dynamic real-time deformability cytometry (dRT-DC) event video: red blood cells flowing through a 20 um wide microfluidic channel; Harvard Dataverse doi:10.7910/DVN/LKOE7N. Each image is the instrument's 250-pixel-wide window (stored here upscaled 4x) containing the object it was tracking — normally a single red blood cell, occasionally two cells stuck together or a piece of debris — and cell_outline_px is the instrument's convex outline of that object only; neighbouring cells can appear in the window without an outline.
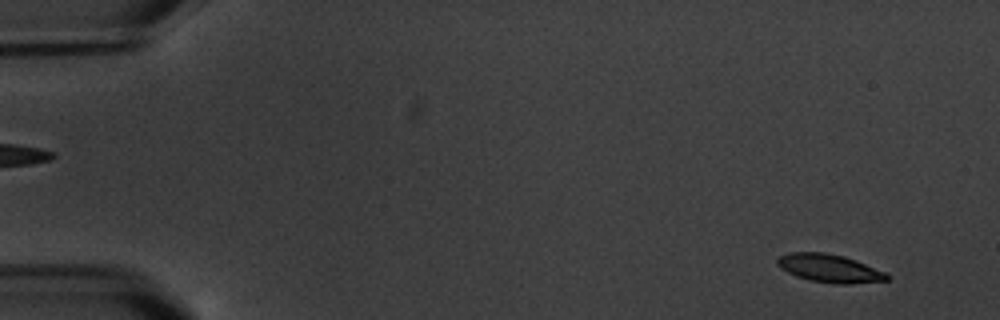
{"species": "common noctule bat (a hibernating species)", "species_latin": "Nyctalus noctula", "temperature_condition": "warm", "stored_images_in_passage": 5, "camera_frame_rate_fps": 3000, "um_per_image_px": 0.085, "animal": {"sex": "male", "body_mass_g": 20.1, "forearm_length_mm": 53.5}, "frame": {"image": 1, "passage_image": 1, "time_ms": 0.0, "image_size_px": [1000, 320], "cell_outline_px": [[888, 280], [848, 284], [836, 284], [808, 280], [796, 276], [780, 268], [776, 264], [776, 260], [780, 256], [788, 252], [824, 252], [844, 256], [856, 260], [888, 272]], "centroid_in_image_um": [70.51, 22.8], "position_along_channel_um": 14.5, "area_um2": 18.15}}
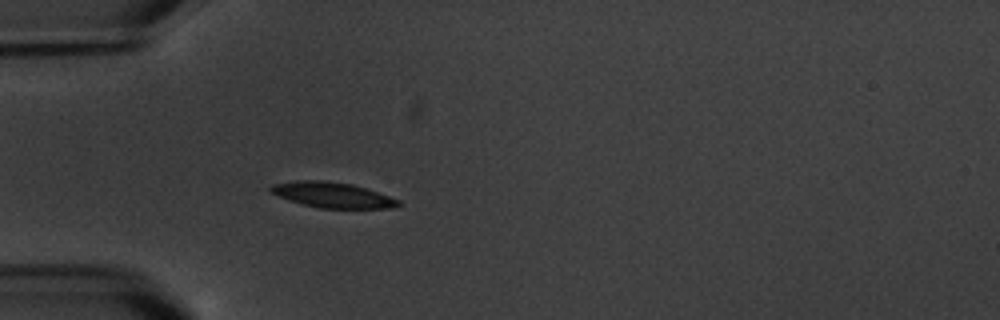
{"frame": {"image": 2, "passage_image": 5, "time_ms": 4.667, "image_size_px": [1000, 320], "cell_outline_px": [[400, 204], [392, 208], [320, 208], [300, 204], [268, 192], [268, 188], [272, 184], [296, 180], [320, 180], [352, 184], [400, 200]], "centroid_in_image_um": [28.18, 16.57], "position_along_channel_um": 56.8, "area_um2": 18.84}}